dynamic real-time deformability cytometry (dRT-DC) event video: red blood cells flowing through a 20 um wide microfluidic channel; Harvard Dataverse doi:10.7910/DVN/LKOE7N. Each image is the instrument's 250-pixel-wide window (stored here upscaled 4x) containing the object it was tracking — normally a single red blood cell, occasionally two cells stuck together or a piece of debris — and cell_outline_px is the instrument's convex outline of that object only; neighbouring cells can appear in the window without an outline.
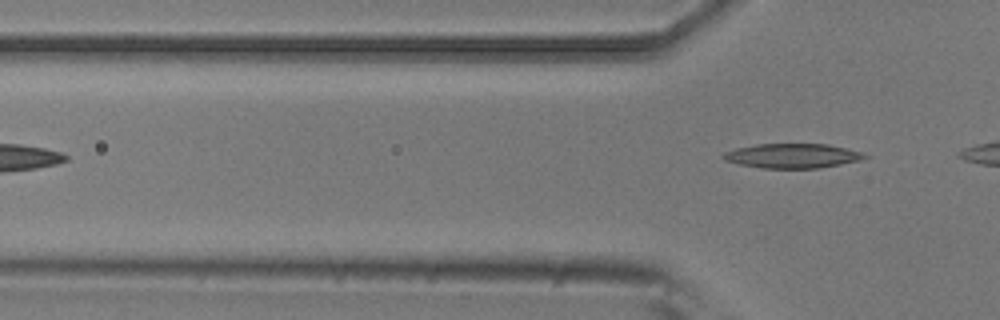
{"species": "common noctule bat (a hibernating species)", "species_latin": "Nyctalus noctula", "temperature_condition": "room temperature", "stored_images_in_passage": 3, "camera_frame_rate_fps": 3000, "um_per_image_px": 0.085, "animal": {"sex": "male", "body_mass_g": 20.5, "forearm_length_mm": 52.5}, "frame": {"image": 1, "passage_image": 3, "time_ms": 0.667, "image_size_px": [1000, 320], "cell_outline_px": [[872, 156], [860, 160], [820, 168], [764, 168], [740, 164], [724, 160], [720, 156], [724, 152], [736, 148], [756, 144], [828, 144], [860, 152]], "centroid_in_image_um": [67.34, 13.24], "position_along_channel_um": 58.5, "area_um2": 20.11}}